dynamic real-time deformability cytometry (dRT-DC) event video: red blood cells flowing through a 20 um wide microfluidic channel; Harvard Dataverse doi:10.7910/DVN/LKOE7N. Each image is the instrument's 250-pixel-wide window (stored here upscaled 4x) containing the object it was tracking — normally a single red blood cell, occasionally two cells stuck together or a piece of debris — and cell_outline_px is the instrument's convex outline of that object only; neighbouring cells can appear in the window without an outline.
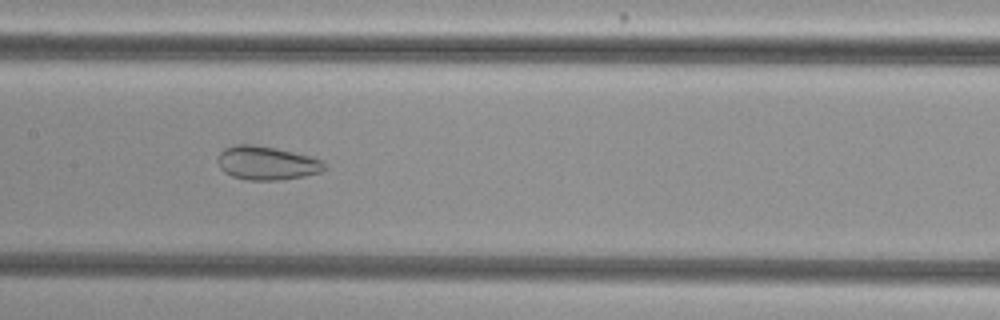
{"species": "common noctule bat (a hibernating species)", "species_latin": "Nyctalus noctula", "temperature_condition": "cold", "stored_images_in_passage": 39, "camera_frame_rate_fps": 3000, "um_per_image_px": 0.085, "animal": {"sex": "female", "body_mass_g": 29.2, "forearm_length_mm": 56.3}, "frame": {"image": 1, "passage_image": 17, "time_ms": 5.333, "image_size_px": [1000, 320], "cell_outline_px": [[324, 172], [304, 176], [280, 180], [244, 180], [232, 176], [224, 172], [220, 168], [216, 160], [220, 152], [224, 148], [236, 144], [252, 144], [276, 148], [312, 156], [320, 160], [324, 164]], "centroid_in_image_um": [22.65, 13.86], "position_along_channel_um": 184.8, "area_um2": 21.15}}
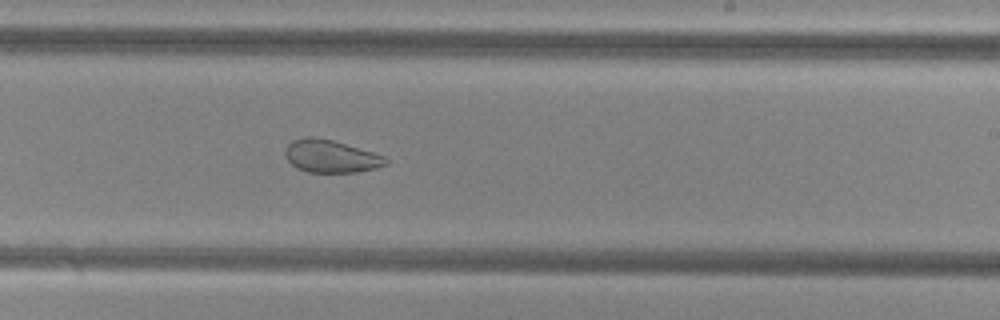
{"frame": {"image": 2, "passage_image": 23, "time_ms": 7.333, "image_size_px": [1000, 320], "cell_outline_px": [[388, 164], [376, 168], [356, 172], [308, 172], [296, 168], [284, 156], [284, 152], [288, 144], [292, 140], [308, 136], [312, 136], [332, 140], [372, 152], [384, 156], [388, 160]], "centroid_in_image_um": [28.09, 13.28], "position_along_channel_um": 260.9, "area_um2": 19.07}}
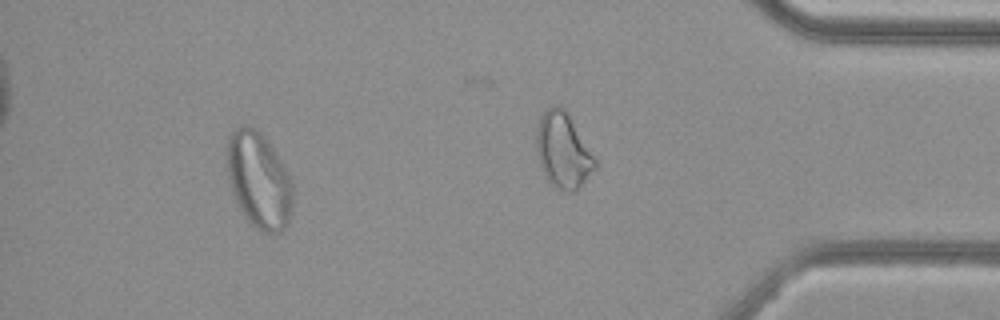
{"frame": {"image": 3, "passage_image": 34, "time_ms": 11.0, "image_size_px": [1000, 320], "cell_outline_px": [[292, 204], [288, 220], [284, 228], [280, 232], [264, 232], [256, 228], [244, 216], [232, 192], [228, 180], [228, 140], [232, 132], [236, 128], [244, 124], [256, 128], [260, 132], [276, 152], [292, 184]], "centroid_in_image_um": [21.99, 15.31], "position_along_channel_um": 413.2, "area_um2": 36.18}, "authors_computed_cell_mechanics": {"area_um2": 25.9522, "velocity_mm_per_s": 3.8203, "shape_relaxation_time_tau1_ms": null, "shape_relaxation_time_tau2_ms": 1.9616, "deformation_change_tau1": null, "deformation_change_tau2": 0.0764}}